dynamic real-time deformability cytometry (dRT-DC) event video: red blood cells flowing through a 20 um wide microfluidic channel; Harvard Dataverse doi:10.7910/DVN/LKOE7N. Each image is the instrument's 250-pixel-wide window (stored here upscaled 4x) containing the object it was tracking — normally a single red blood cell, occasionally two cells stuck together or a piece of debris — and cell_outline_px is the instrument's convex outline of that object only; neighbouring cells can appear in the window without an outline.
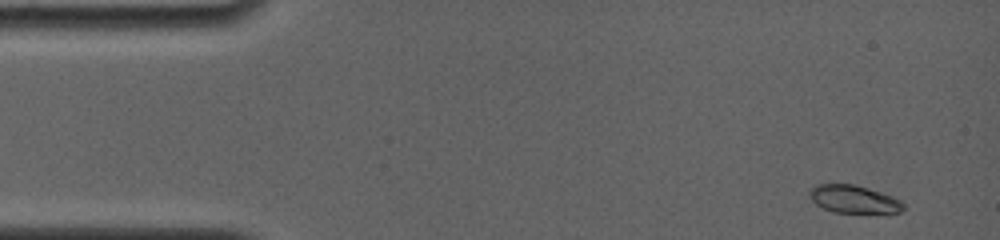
{"species": "common noctule bat (a hibernating species)", "species_latin": "Nyctalus noctula", "temperature_condition": "room temperature", "stored_images_in_passage": 6, "camera_frame_rate_fps": 4000, "um_per_image_px": 0.085, "animal": {"sex": "female", "body_mass_g": 19.0, "forearm_length_mm": 56.7}, "frame": {"image": 1, "passage_image": 1, "time_ms": 0.0, "image_size_px": [1000, 240], "cell_outline_px": [[904, 208], [900, 212], [836, 212], [824, 208], [816, 204], [808, 196], [808, 192], [816, 184], [852, 184], [868, 188], [892, 196], [900, 200], [904, 204]], "centroid_in_image_um": [72.54, 16.92], "position_along_channel_um": 12.5, "area_um2": 14.97}}
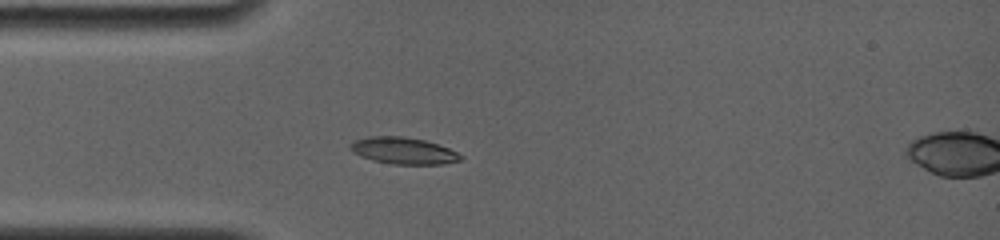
{"frame": {"image": 2, "passage_image": 5, "time_ms": 3.5, "image_size_px": [1000, 240], "cell_outline_px": [[464, 156], [460, 160], [444, 164], [392, 164], [372, 160], [360, 156], [352, 152], [348, 148], [356, 140], [368, 136], [404, 136], [424, 140], [448, 148]], "centroid_in_image_um": [34.27, 12.81], "position_along_channel_um": 50.7, "area_um2": 17.11}}